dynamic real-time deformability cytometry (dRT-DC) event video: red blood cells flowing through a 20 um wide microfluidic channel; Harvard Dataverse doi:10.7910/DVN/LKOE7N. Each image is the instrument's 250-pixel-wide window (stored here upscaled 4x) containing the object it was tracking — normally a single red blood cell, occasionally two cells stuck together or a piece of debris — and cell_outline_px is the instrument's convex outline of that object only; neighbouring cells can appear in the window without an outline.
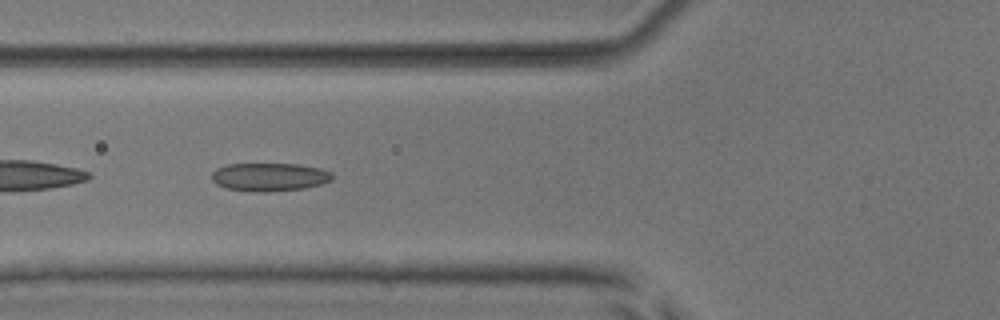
{"species": "common noctule bat (a hibernating species)", "species_latin": "Nyctalus noctula", "temperature_condition": "room temperature", "stored_images_in_passage": 7, "camera_frame_rate_fps": 3000, "um_per_image_px": 0.085, "animal": {"sex": "male", "body_mass_g": 17.9, "forearm_length_mm": 54.2}, "frame": {"image": 1, "passage_image": 5, "time_ms": 5.333, "image_size_px": [1000, 320], "cell_outline_px": [[332, 180], [320, 184], [304, 188], [268, 192], [256, 192], [224, 188], [216, 184], [212, 180], [212, 172], [216, 168], [228, 164], [296, 164], [320, 168], [332, 172]], "centroid_in_image_um": [22.88, 15.04], "position_along_channel_um": 102.9, "area_um2": 19.88}}
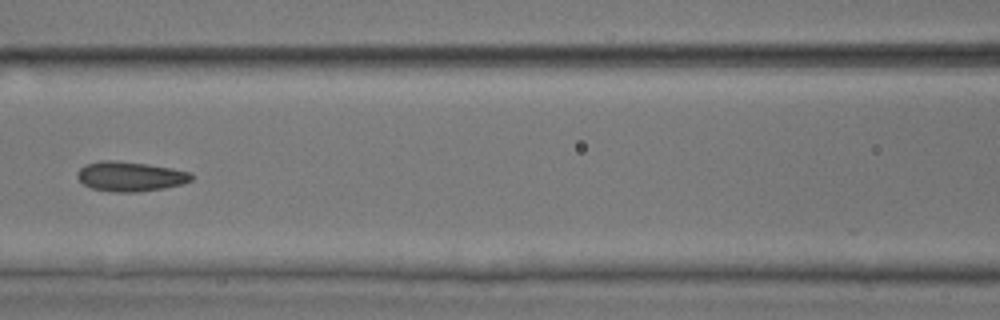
{"frame": {"image": 2, "passage_image": 6, "time_ms": 6.667, "image_size_px": [1000, 320], "cell_outline_px": [[196, 176], [192, 180], [180, 184], [164, 188], [140, 192], [112, 192], [92, 188], [84, 184], [76, 176], [80, 168], [84, 164], [100, 160], [116, 160], [148, 164], [172, 168], [192, 172]], "centroid_in_image_um": [11.09, 14.99], "position_along_channel_um": 155.5, "area_um2": 20.0}}
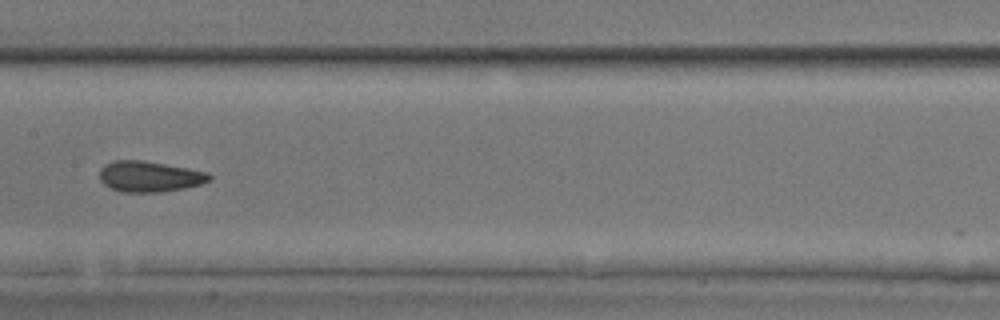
{"frame": {"image": 3, "passage_image": 7, "time_ms": 7.667, "image_size_px": [1000, 320], "cell_outline_px": [[212, 176], [208, 180], [200, 184], [184, 188], [160, 192], [120, 192], [104, 184], [100, 180], [100, 168], [104, 164], [116, 160], [144, 160], [188, 168], [208, 172]], "centroid_in_image_um": [12.69, 14.99], "position_along_channel_um": 194.7, "area_um2": 19.65}}